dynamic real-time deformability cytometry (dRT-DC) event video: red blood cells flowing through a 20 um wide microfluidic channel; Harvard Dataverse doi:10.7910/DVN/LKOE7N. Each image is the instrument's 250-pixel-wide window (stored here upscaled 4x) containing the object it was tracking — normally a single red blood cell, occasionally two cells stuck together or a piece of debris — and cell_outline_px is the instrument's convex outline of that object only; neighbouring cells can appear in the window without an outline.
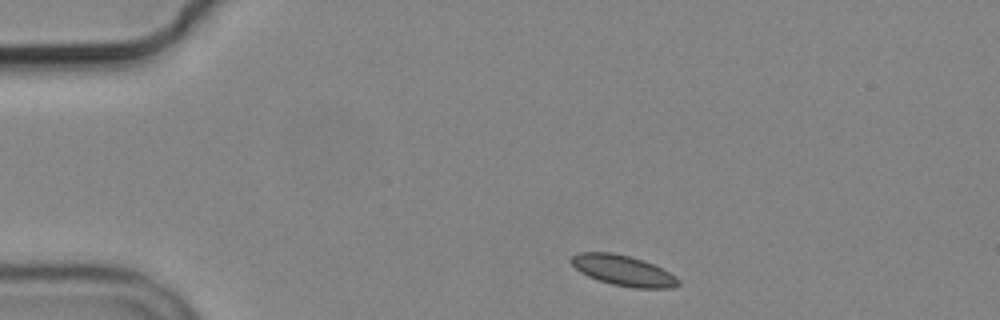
{"species": "common noctule bat (a hibernating species)", "species_latin": "Nyctalus noctula", "temperature_condition": "cold", "stored_images_in_passage": 3, "camera_frame_rate_fps": 3000, "um_per_image_px": 0.085, "animal": {"sex": "male", "body_mass_g": 19.2, "forearm_length_mm": 51.8}, "frame": {"image": 1, "passage_image": 1, "time_ms": 0.0, "image_size_px": [1000, 320], "cell_outline_px": [[680, 284], [672, 288], [632, 288], [612, 284], [588, 276], [580, 272], [568, 260], [572, 256], [580, 252], [612, 252], [632, 256], [652, 264], [676, 276], [680, 280]], "centroid_in_image_um": [52.96, 22.99], "position_along_channel_um": 32.0, "area_um2": 19.02}}
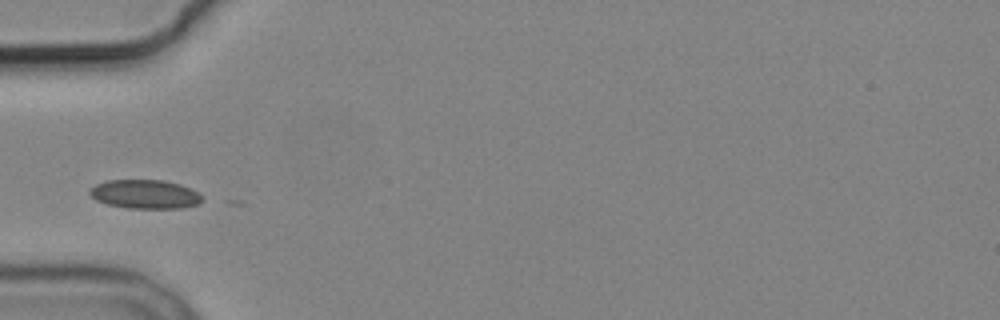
{"frame": {"image": 2, "passage_image": 3, "time_ms": 2.667, "image_size_px": [1000, 320], "cell_outline_px": [[200, 200], [196, 204], [180, 208], [128, 208], [108, 204], [96, 200], [88, 192], [96, 184], [108, 180], [164, 180], [180, 184], [196, 192], [200, 196]], "centroid_in_image_um": [12.28, 16.5], "position_along_channel_um": 72.7, "area_um2": 18.55}}